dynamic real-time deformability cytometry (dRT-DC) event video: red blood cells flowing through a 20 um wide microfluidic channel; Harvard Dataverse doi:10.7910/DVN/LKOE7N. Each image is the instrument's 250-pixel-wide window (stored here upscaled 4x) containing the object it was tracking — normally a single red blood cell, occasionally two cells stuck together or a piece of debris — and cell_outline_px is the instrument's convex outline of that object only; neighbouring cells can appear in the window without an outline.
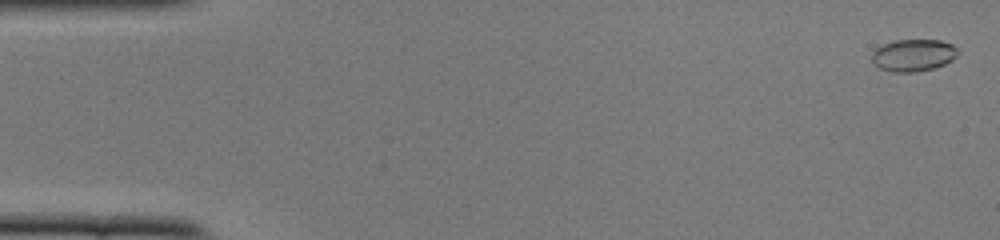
{"species": "common noctule bat (a hibernating species)", "species_latin": "Nyctalus noctula", "temperature_condition": "cold", "stored_images_in_passage": 52, "camera_frame_rate_fps": 3000, "um_per_image_px": 0.085, "animal": {"sex": "female", "body_mass_g": 22.0, "forearm_length_mm": 56.7}, "frame": {"image": 1, "passage_image": 2, "time_ms": 0.333, "image_size_px": [1000, 240], "cell_outline_px": [[960, 52], [952, 60], [944, 64], [932, 68], [916, 72], [892, 72], [880, 68], [872, 60], [872, 52], [876, 48], [884, 44], [896, 40], [940, 40], [952, 44]], "centroid_in_image_um": [77.64, 4.69], "position_along_channel_um": 7.4, "area_um2": 16.01}}
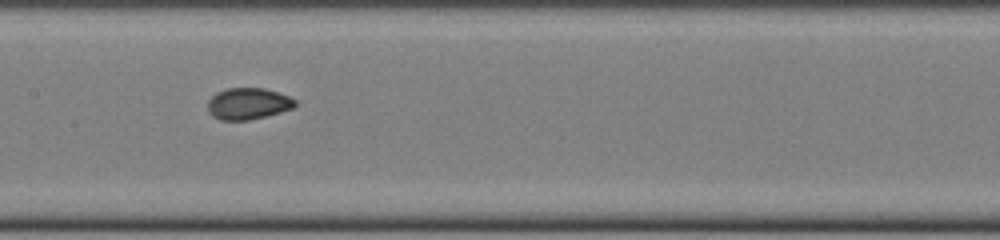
{"frame": {"image": 2, "passage_image": 26, "time_ms": 8.333, "image_size_px": [1000, 240], "cell_outline_px": [[296, 104], [292, 108], [280, 112], [248, 120], [220, 120], [212, 116], [208, 112], [208, 100], [216, 92], [228, 88], [264, 88], [288, 96], [296, 100]], "centroid_in_image_um": [21.05, 8.81], "position_along_channel_um": 186.4, "area_um2": 15.95}}
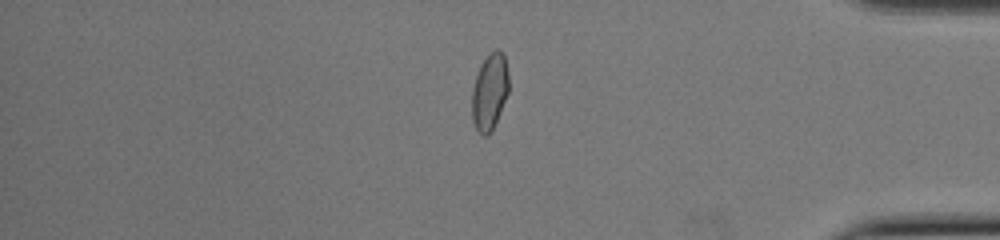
{"frame": {"image": 3, "passage_image": 44, "time_ms": 14.333, "image_size_px": [1000, 240], "cell_outline_px": [[508, 92], [496, 120], [488, 136], [484, 136], [476, 128], [472, 120], [472, 88], [480, 64], [496, 48], [500, 48], [504, 52], [508, 72]], "centroid_in_image_um": [41.62, 7.75], "position_along_channel_um": 393.6, "area_um2": 16.24}, "authors_computed_cell_mechanics": {"area_um2": 16.2129, "velocity_mm_per_s": 3.9197, "shape_relaxation_time_tau1_ms": 7.757, "shape_relaxation_time_tau2_ms": null, "deformation_change_tau1": 0.1648, "deformation_change_tau2": null}}